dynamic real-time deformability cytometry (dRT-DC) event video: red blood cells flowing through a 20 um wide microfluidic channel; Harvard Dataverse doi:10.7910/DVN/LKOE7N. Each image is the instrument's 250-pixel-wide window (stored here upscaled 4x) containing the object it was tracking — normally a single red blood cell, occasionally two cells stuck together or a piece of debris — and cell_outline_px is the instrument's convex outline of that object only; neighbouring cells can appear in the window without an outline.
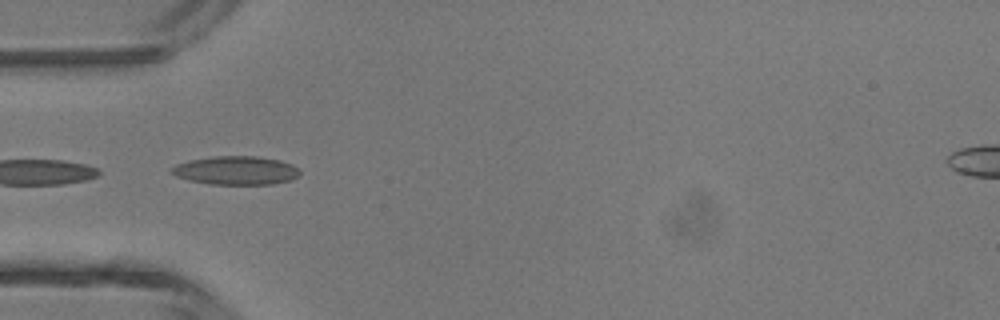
{"species": "common noctule bat (a hibernating species)", "species_latin": "Nyctalus noctula", "temperature_condition": "room temperature", "stored_images_in_passage": 4, "camera_frame_rate_fps": 3000, "um_per_image_px": 0.085, "animal": {"sex": "male", "body_mass_g": 13.3}, "frame": {"image": 1, "passage_image": 4, "time_ms": 1.0, "image_size_px": [1000, 320], "cell_outline_px": [[300, 172], [292, 180], [272, 184], [208, 184], [176, 176], [168, 172], [176, 164], [188, 160], [212, 156], [256, 156], [280, 160], [292, 164]], "centroid_in_image_um": [20.03, 14.48], "position_along_channel_um": 65.0, "area_um2": 21.33}}